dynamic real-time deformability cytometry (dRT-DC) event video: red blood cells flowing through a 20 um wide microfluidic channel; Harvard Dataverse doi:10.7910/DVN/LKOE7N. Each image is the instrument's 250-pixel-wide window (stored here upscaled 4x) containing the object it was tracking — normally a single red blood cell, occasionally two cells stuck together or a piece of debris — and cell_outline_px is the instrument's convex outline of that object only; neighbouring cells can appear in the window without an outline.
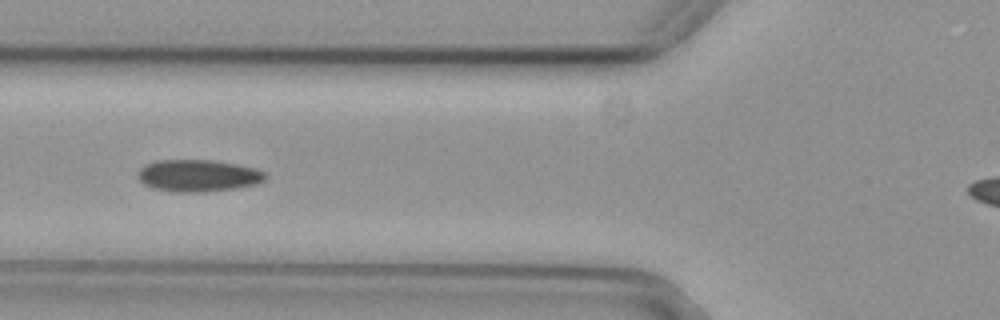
{"species": "common noctule bat (a hibernating species)", "species_latin": "Nyctalus noctula", "temperature_condition": "cold", "stored_images_in_passage": 4, "camera_frame_rate_fps": 3000, "um_per_image_px": 0.085, "animal": {"sex": "female", "body_mass_g": 29.2, "forearm_length_mm": 56.3}, "frame": {"image": 1, "passage_image": 3, "time_ms": 0.667, "image_size_px": [1000, 320], "cell_outline_px": [[268, 176], [264, 180], [256, 184], [232, 188], [204, 192], [172, 192], [152, 188], [144, 184], [136, 176], [136, 172], [144, 164], [156, 160], [212, 160], [236, 164], [256, 168], [264, 172]], "centroid_in_image_um": [16.79, 14.92], "position_along_channel_um": 109.0, "area_um2": 23.93}}